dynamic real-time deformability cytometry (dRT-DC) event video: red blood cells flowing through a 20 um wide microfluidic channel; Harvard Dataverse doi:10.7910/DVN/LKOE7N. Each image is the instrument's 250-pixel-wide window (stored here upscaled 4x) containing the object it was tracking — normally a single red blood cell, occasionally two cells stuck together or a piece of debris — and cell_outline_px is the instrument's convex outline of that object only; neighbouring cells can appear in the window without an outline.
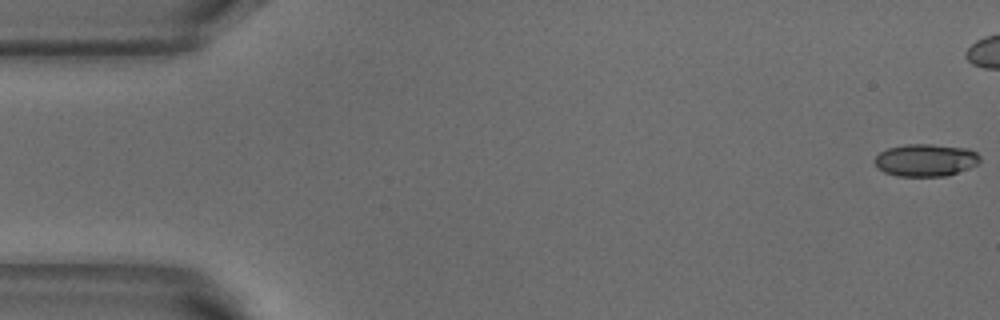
{"species": "common noctule bat (a hibernating species)", "species_latin": "Nyctalus noctula", "temperature_condition": "warm", "stored_images_in_passage": 42, "camera_frame_rate_fps": 3000, "um_per_image_px": 0.085, "animal": {"sex": "male", "body_mass_g": 18.8}, "frame": {"image": 1, "passage_image": 1, "time_ms": 0.0, "image_size_px": [1000, 320], "cell_outline_px": [[980, 160], [976, 164], [968, 168], [948, 176], [896, 176], [884, 172], [876, 168], [876, 156], [880, 152], [888, 148], [908, 144], [932, 144], [968, 148], [976, 152], [980, 156]], "centroid_in_image_um": [78.68, 13.61], "position_along_channel_um": 6.3, "area_um2": 19.88}}
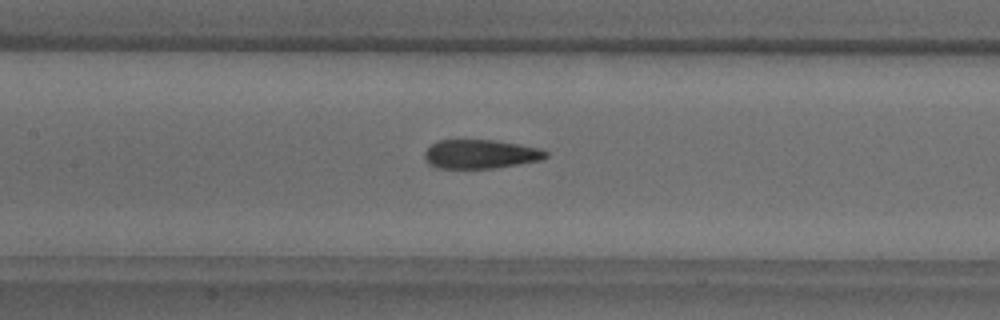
{"frame": {"image": 2, "passage_image": 24, "time_ms": 7.667, "image_size_px": [1000, 320], "cell_outline_px": [[548, 156], [540, 160], [492, 168], [440, 168], [428, 164], [424, 160], [424, 152], [436, 140], [496, 140], [520, 144], [540, 148], [548, 152]], "centroid_in_image_um": [40.82, 13.09], "position_along_channel_um": 166.6, "area_um2": 20.46}}